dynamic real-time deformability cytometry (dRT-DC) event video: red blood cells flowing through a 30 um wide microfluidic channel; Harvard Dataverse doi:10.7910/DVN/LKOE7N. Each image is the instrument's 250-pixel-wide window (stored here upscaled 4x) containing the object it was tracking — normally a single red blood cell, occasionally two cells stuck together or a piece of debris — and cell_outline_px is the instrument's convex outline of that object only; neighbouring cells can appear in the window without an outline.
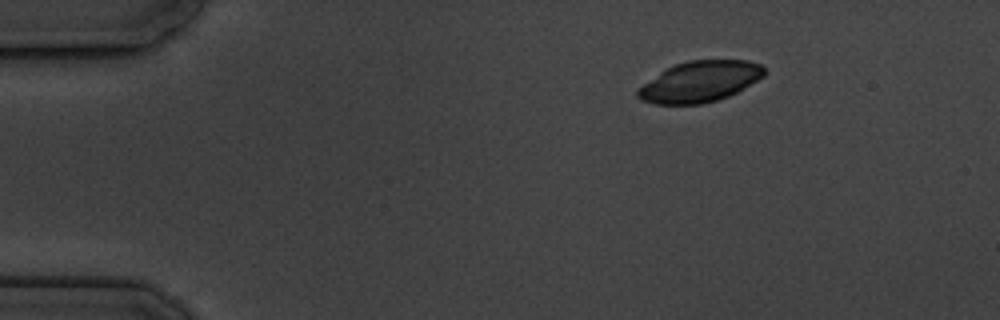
{"species": "common noctule bat (a hibernating species)", "species_latin": "Nyctalus noctula", "temperature_condition": "cold", "stored_images_in_passage": 13, "camera_frame_rate_fps": 3000, "um_per_image_px": 0.085, "animal": {"sex": "male", "body_mass_g": 19.5, "forearm_length_mm": 54.6}, "frame": {"image": 1, "passage_image": 1, "time_ms": 0.0, "image_size_px": [1000, 320], "cell_outline_px": [[764, 76], [736, 92], [728, 96], [716, 100], [700, 104], [656, 104], [640, 100], [636, 96], [636, 88], [660, 72], [676, 64], [688, 60], [748, 60], [760, 64], [764, 68]], "centroid_in_image_um": [59.44, 6.94], "position_along_channel_um": 25.6, "area_um2": 30.0}}
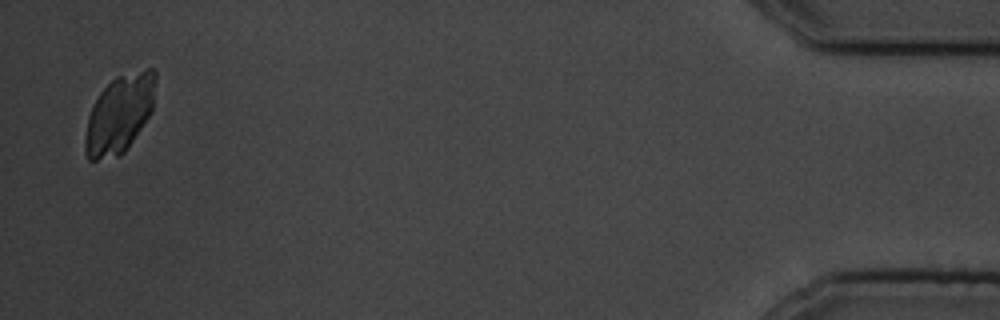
{"frame": {"image": 2, "passage_image": 13, "time_ms": 16.0, "image_size_px": [1000, 320], "cell_outline_px": [[156, 80], [152, 112], [124, 152], [120, 156], [96, 160], [88, 160], [84, 152], [84, 136], [88, 116], [100, 92], [116, 76], [144, 68], [156, 68]], "centroid_in_image_um": [10.16, 9.68], "position_along_channel_um": 425.0, "area_um2": 32.25}}